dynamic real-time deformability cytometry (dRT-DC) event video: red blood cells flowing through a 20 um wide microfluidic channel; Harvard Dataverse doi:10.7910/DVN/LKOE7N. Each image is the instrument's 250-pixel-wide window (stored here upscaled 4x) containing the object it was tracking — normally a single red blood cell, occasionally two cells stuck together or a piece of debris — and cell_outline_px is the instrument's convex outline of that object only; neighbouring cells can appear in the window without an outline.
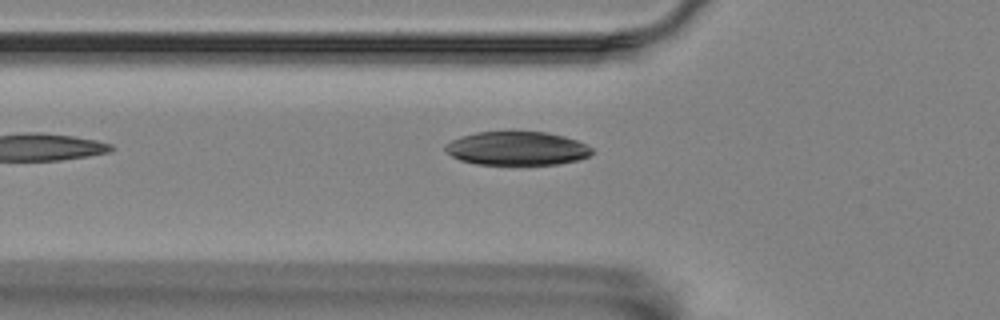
{"species": "Egyptian fruit bat (a non-hibernating species)", "species_latin": "Rousettus aegyptiacus", "temperature_condition": "room temperature", "stored_images_in_passage": 3, "camera_frame_rate_fps": 3000, "um_per_image_px": 0.085, "animal": {"sex": "female"}, "frame": {"image": 1, "passage_image": 2, "time_ms": 0.333, "image_size_px": [1000, 320], "cell_outline_px": [[592, 152], [588, 156], [580, 160], [560, 164], [476, 164], [460, 160], [452, 156], [444, 148], [444, 144], [460, 136], [476, 132], [508, 128], [512, 128], [548, 132], [564, 136], [576, 140], [592, 148]], "centroid_in_image_um": [43.92, 12.56], "position_along_channel_um": 81.9, "area_um2": 29.82}}